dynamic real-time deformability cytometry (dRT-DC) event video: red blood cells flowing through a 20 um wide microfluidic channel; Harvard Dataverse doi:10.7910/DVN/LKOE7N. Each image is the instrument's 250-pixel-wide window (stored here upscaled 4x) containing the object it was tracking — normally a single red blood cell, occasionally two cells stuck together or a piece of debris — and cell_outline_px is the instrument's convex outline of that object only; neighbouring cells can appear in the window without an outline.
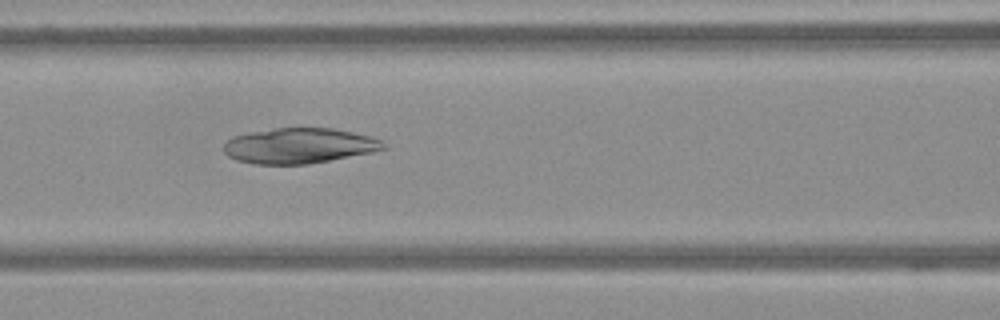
{"species": "Egyptian fruit bat (a non-hibernating species)", "species_latin": "Rousettus aegyptiacus", "temperature_condition": "warm", "stored_images_in_passage": 42, "camera_frame_rate_fps": 3000, "um_per_image_px": 0.085, "frame": {"image": 1, "passage_image": 8, "time_ms": 2.333, "image_size_px": [1000, 320], "cell_outline_px": [[388, 148], [372, 152], [308, 164], [252, 164], [236, 160], [228, 156], [224, 152], [224, 144], [232, 136], [252, 132], [276, 128], [332, 128], [372, 136], [388, 144]], "centroid_in_image_um": [25.45, 12.39], "position_along_channel_um": 141.2, "area_um2": 32.95}}
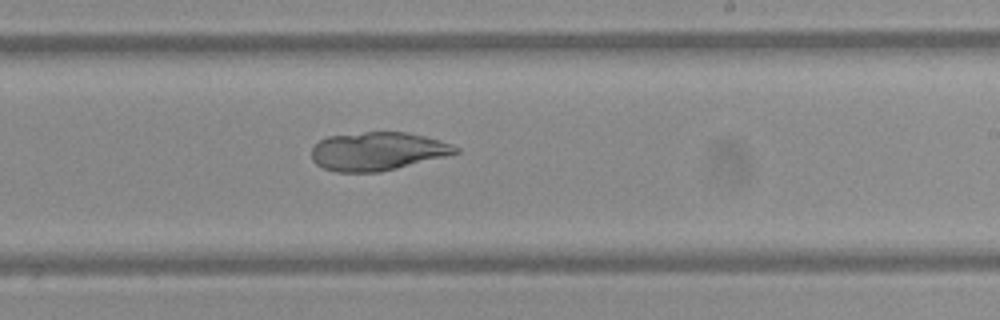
{"frame": {"image": 2, "passage_image": 19, "time_ms": 6.0, "image_size_px": [1000, 320], "cell_outline_px": [[460, 152], [448, 156], [380, 172], [336, 172], [324, 168], [316, 164], [312, 160], [312, 148], [320, 140], [328, 136], [364, 132], [408, 132], [424, 136], [452, 144], [460, 148]], "centroid_in_image_um": [32.11, 12.86], "position_along_channel_um": 256.9, "area_um2": 32.25}}
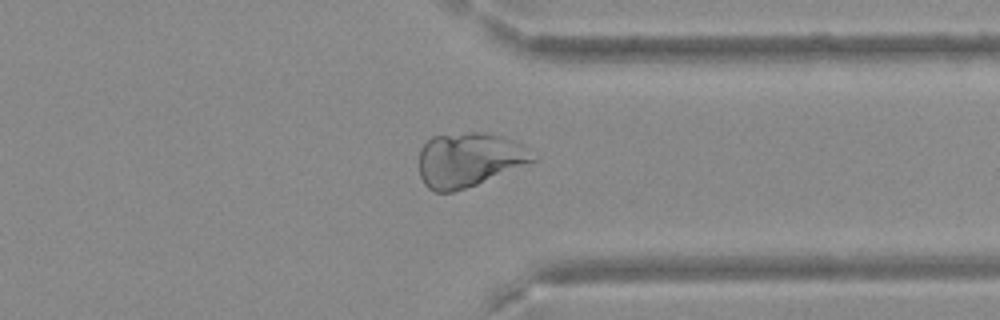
{"frame": {"image": 3, "passage_image": 30, "time_ms": 9.667, "image_size_px": [1000, 320], "cell_outline_px": [[536, 160], [476, 184], [452, 192], [436, 192], [428, 188], [424, 184], [420, 176], [420, 148], [432, 136], [468, 132], [492, 132], [512, 140], [520, 144]], "centroid_in_image_um": [39.8, 13.56], "position_along_channel_um": 371.6, "area_um2": 35.43}}